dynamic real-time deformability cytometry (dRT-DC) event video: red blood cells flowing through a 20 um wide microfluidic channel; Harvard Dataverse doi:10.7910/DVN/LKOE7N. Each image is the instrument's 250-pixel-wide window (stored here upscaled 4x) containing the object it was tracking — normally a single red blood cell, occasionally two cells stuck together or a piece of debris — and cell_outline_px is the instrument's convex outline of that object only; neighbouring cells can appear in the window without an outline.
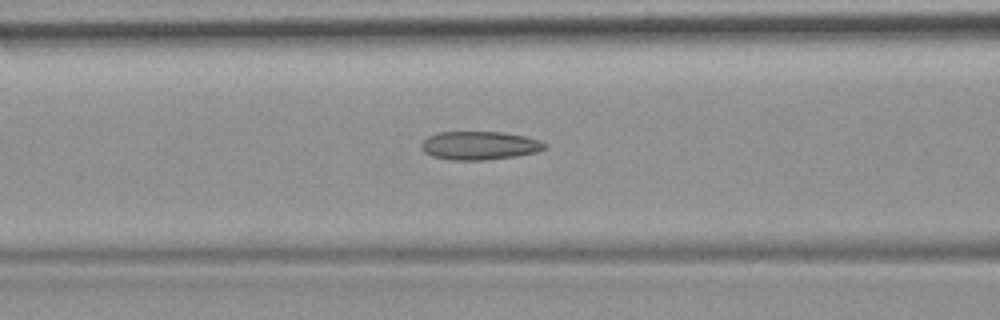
{"species": "common noctule bat (a hibernating species)", "species_latin": "Nyctalus noctula", "temperature_condition": "room temperature", "stored_images_in_passage": 46, "camera_frame_rate_fps": 3000, "um_per_image_px": 0.085, "animal": {"sex": "female", "body_mass_g": 19.9}, "frame": {"image": 1, "passage_image": 21, "time_ms": 6.667, "image_size_px": [1000, 320], "cell_outline_px": [[544, 148], [536, 152], [516, 156], [484, 160], [452, 160], [432, 156], [424, 152], [420, 148], [420, 144], [428, 136], [436, 132], [504, 132], [524, 136], [540, 140], [544, 144]], "centroid_in_image_um": [40.7, 12.37], "position_along_channel_um": 125.9, "area_um2": 20.4}}
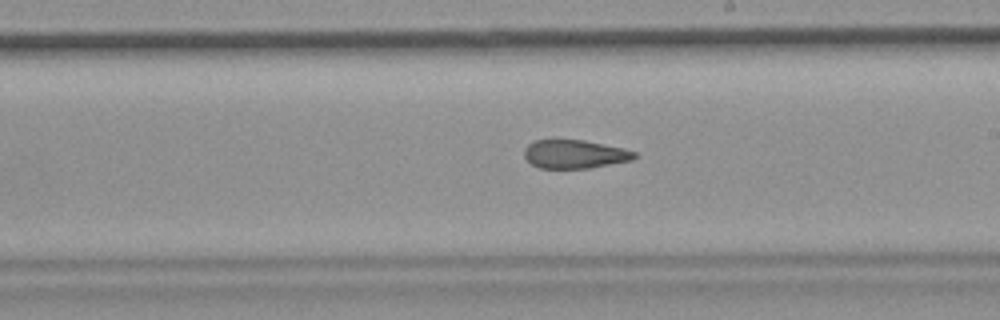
{"frame": {"image": 2, "passage_image": 30, "time_ms": 9.667, "image_size_px": [1000, 320], "cell_outline_px": [[636, 156], [632, 160], [588, 168], [540, 168], [532, 164], [524, 156], [524, 148], [528, 144], [536, 140], [584, 140], [624, 148], [636, 152]], "centroid_in_image_um": [48.84, 13.1], "position_along_channel_um": 240.2, "area_um2": 18.21}}
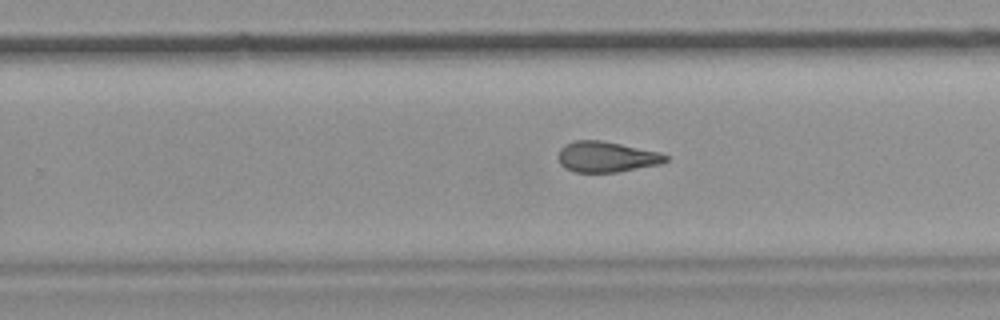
{"frame": {"image": 3, "passage_image": 33, "time_ms": 10.667, "image_size_px": [1000, 320], "cell_outline_px": [[668, 160], [660, 164], [620, 172], [576, 172], [564, 168], [560, 164], [556, 156], [560, 148], [564, 144], [576, 140], [600, 140], [620, 144], [656, 152], [668, 156]], "centroid_in_image_um": [51.48, 13.34], "position_along_channel_um": 278.3, "area_um2": 19.19}, "authors_computed_cell_mechanics": {"area_um2": 20.3167, "velocity_mm_per_s": 3.8245, "shape_relaxation_time_tau1_ms": null, "shape_relaxation_time_tau2_ms": 3.3196, "deformation_change_tau1": null, "deformation_change_tau2": 0.1257}}